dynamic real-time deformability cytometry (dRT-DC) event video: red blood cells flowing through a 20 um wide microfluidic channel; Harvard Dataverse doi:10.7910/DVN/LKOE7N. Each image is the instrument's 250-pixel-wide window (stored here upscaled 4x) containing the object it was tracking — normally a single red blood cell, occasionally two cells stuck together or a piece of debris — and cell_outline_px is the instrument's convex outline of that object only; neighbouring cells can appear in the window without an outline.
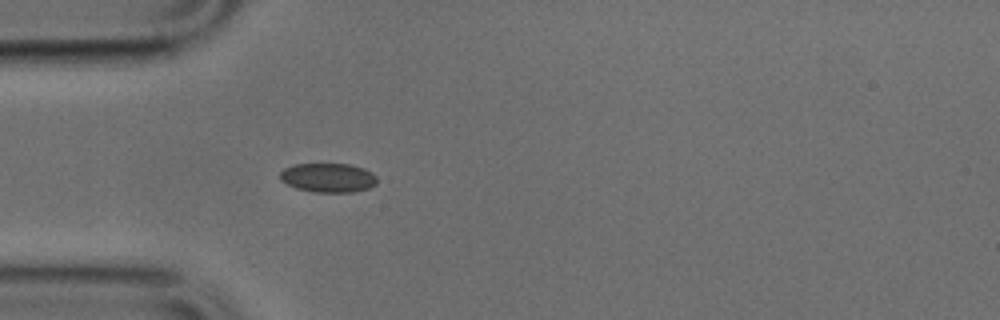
{"species": "common noctule bat (a hibernating species)", "species_latin": "Nyctalus noctula", "temperature_condition": "cold", "stored_images_in_passage": 50, "camera_frame_rate_fps": 3000, "um_per_image_px": 0.085, "animal": {"sex": "male", "body_mass_g": 17.9, "forearm_length_mm": 54.2}, "frame": {"image": 1, "passage_image": 14, "time_ms": 4.333, "image_size_px": [1000, 320], "cell_outline_px": [[376, 184], [368, 188], [352, 192], [316, 192], [296, 188], [280, 180], [280, 172], [284, 168], [292, 164], [348, 164], [364, 168], [372, 172], [376, 176]], "centroid_in_image_um": [27.88, 15.1], "position_along_channel_um": 57.1, "area_um2": 16.47}}
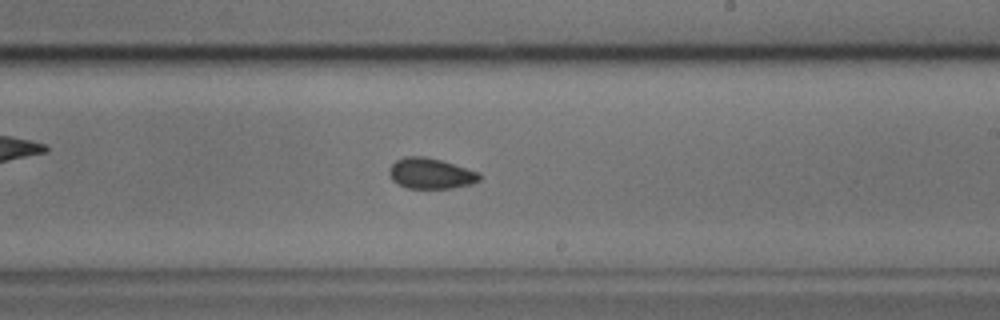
{"frame": {"image": 2, "passage_image": 29, "time_ms": 9.333, "image_size_px": [1000, 320], "cell_outline_px": [[480, 180], [472, 184], [452, 188], [408, 188], [392, 180], [388, 172], [388, 168], [396, 160], [404, 156], [424, 156], [440, 160], [480, 172]], "centroid_in_image_um": [36.6, 14.74], "position_along_channel_um": 252.4, "area_um2": 16.13}}
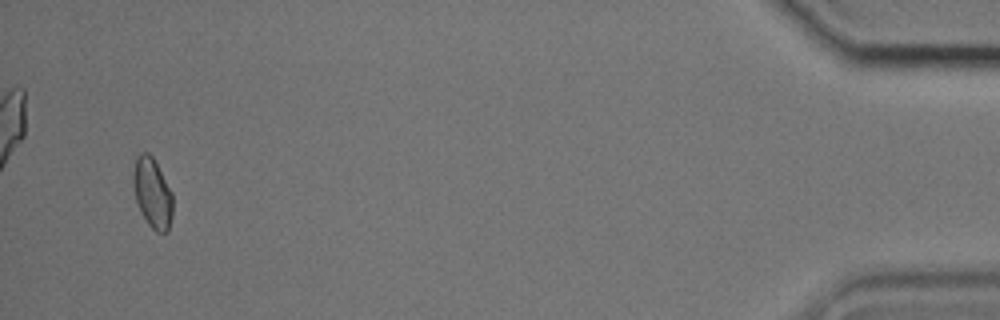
{"frame": {"image": 3, "passage_image": 48, "time_ms": 15.667, "image_size_px": [1000, 320], "cell_outline_px": [[172, 216], [168, 232], [156, 232], [148, 224], [140, 212], [136, 200], [132, 184], [132, 172], [136, 156], [140, 152], [148, 152], [152, 156], [172, 192]], "centroid_in_image_um": [12.93, 16.4], "position_along_channel_um": 422.3, "area_um2": 16.3}}